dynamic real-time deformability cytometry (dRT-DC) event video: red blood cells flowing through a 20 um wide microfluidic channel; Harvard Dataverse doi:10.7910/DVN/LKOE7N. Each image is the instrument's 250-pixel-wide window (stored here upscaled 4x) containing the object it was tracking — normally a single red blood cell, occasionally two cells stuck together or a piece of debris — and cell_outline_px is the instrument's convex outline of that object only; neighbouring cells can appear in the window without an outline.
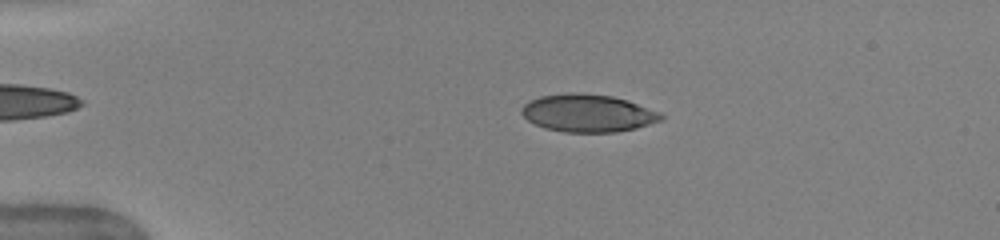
{"species": "human", "species_latin": "Homo sapiens", "temperature_condition": "warm", "stored_images_in_passage": 49, "camera_frame_rate_fps": 3000, "um_per_image_px": 0.085, "donor": {"sex": "female"}, "frame": {"image": 1, "passage_image": 10, "time_ms": 3.0, "image_size_px": [1000, 240], "cell_outline_px": [[664, 120], [636, 128], [616, 132], [564, 132], [544, 128], [528, 120], [520, 112], [520, 108], [528, 100], [540, 96], [564, 92], [580, 92], [612, 96], [660, 112], [664, 116]], "centroid_in_image_um": [49.93, 9.61], "position_along_channel_um": 35.1, "area_um2": 30.75}}
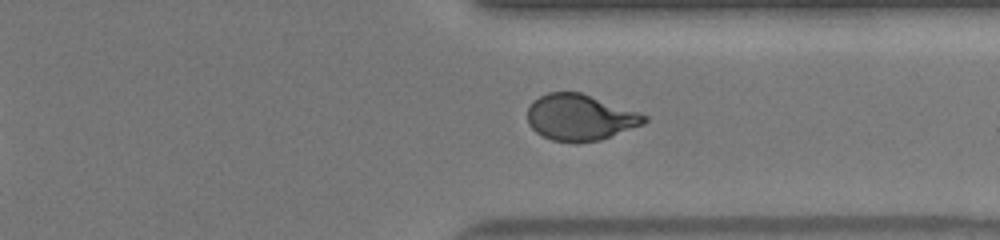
{"frame": {"image": 2, "passage_image": 38, "time_ms": 12.333, "image_size_px": [1000, 240], "cell_outline_px": [[648, 120], [644, 124], [600, 140], [552, 140], [536, 132], [528, 124], [528, 108], [532, 100], [548, 92], [580, 92], [648, 116]], "centroid_in_image_um": [49.28, 9.95], "position_along_channel_um": 362.1, "area_um2": 30.69}}
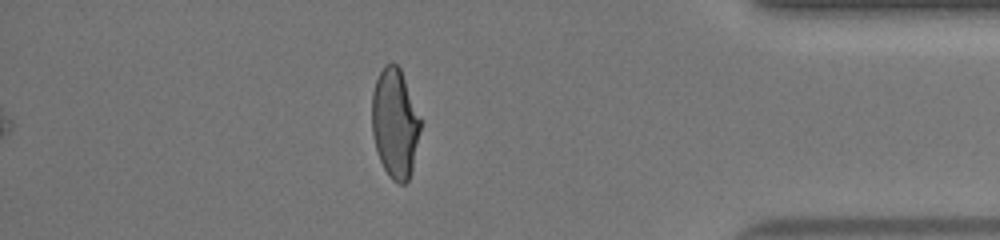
{"frame": {"image": 3, "passage_image": 43, "time_ms": 14.0, "image_size_px": [1000, 240], "cell_outline_px": [[420, 128], [412, 168], [408, 180], [404, 184], [396, 184], [388, 176], [380, 160], [376, 148], [372, 132], [372, 92], [376, 80], [384, 64], [396, 64], [400, 68], [420, 120]], "centroid_in_image_um": [33.54, 10.51], "position_along_channel_um": 401.7, "area_um2": 30.4}, "authors_computed_cell_mechanics": {"area_um2": 31.3276, "velocity_mm_per_s": 4.063, "shape_relaxation_time_tau1_ms": 5.1964, "shape_relaxation_time_tau2_ms": null, "deformation_change_tau1": 0.1823, "deformation_change_tau2": null}}